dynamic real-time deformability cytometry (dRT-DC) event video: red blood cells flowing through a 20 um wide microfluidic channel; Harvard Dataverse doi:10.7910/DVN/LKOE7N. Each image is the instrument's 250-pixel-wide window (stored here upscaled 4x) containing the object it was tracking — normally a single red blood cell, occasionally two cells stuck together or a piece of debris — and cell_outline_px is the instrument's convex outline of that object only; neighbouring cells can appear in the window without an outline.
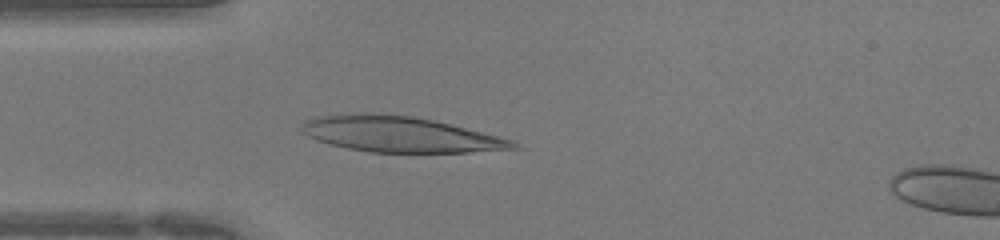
{"species": "human", "species_latin": "Homo sapiens", "temperature_condition": "warm", "stored_images_in_passage": 38, "camera_frame_rate_fps": 3000, "um_per_image_px": 0.085, "donor": {"sex": "female"}, "frame": {"image": 1, "passage_image": 6, "time_ms": 1.667, "image_size_px": [1000, 240], "cell_outline_px": [[524, 148], [468, 152], [372, 152], [348, 148], [328, 144], [316, 140], [300, 132], [300, 124], [304, 120], [312, 116], [340, 112], [372, 112], [412, 116], [432, 120], [512, 140], [520, 144]], "centroid_in_image_um": [33.86, 11.39], "position_along_channel_um": 51.1, "area_um2": 44.39}}
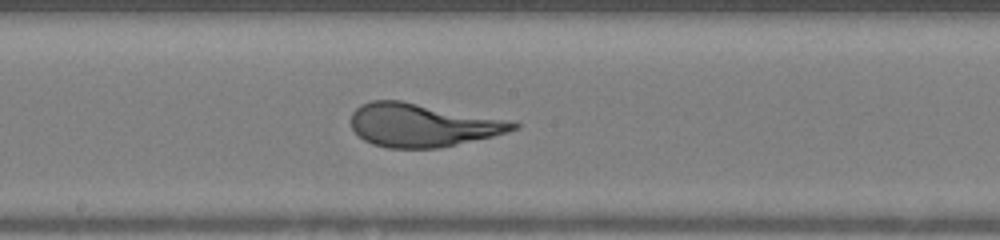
{"frame": {"image": 2, "passage_image": 17, "time_ms": 5.333, "image_size_px": [1000, 240], "cell_outline_px": [[520, 128], [508, 132], [492, 136], [440, 148], [388, 148], [372, 144], [364, 140], [352, 128], [352, 112], [360, 104], [372, 100], [400, 100], [516, 120], [520, 124]], "centroid_in_image_um": [35.97, 10.62], "position_along_channel_um": 212.2, "area_um2": 41.38}}
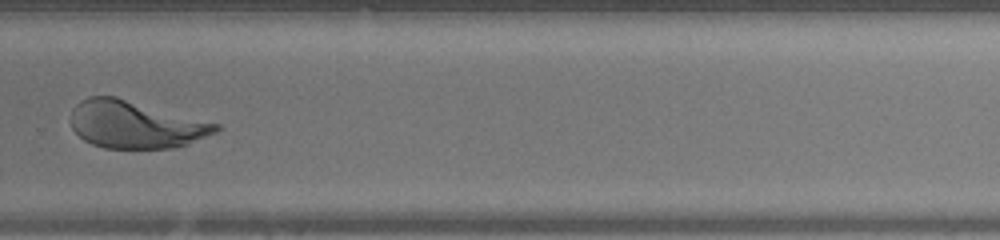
{"frame": {"image": 3, "passage_image": 24, "time_ms": 7.667, "image_size_px": [1000, 240], "cell_outline_px": [[224, 128], [216, 132], [188, 144], [172, 148], [104, 148], [92, 144], [84, 140], [72, 128], [72, 108], [80, 100], [88, 96], [116, 96], [220, 124]], "centroid_in_image_um": [11.53, 10.58], "position_along_channel_um": 318.3, "area_um2": 40.11}}